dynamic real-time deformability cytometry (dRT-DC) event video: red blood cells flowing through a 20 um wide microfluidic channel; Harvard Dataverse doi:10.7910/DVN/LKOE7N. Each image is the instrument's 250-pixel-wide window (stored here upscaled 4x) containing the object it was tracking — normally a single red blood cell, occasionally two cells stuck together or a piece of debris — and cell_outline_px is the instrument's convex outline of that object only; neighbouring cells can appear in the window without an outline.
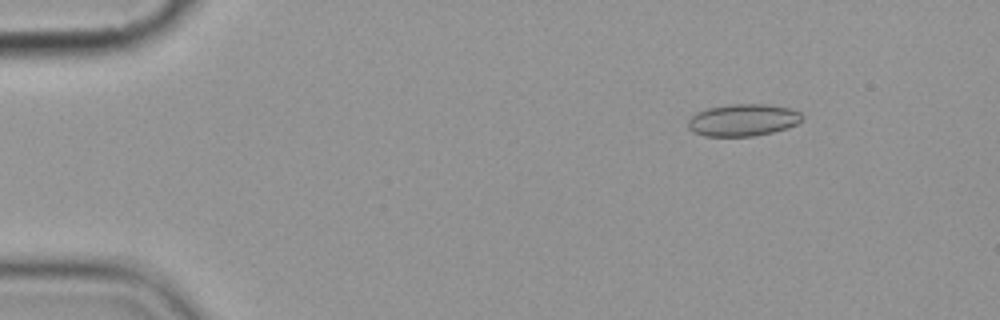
{"species": "common noctule bat (a hibernating species)", "species_latin": "Nyctalus noctula", "temperature_condition": "cold", "stored_images_in_passage": 7, "camera_frame_rate_fps": 3000, "um_per_image_px": 0.085, "animal": {"sex": "female", "body_mass_g": 19.9}, "frame": {"image": 1, "passage_image": 3, "time_ms": 2.333, "image_size_px": [1000, 320], "cell_outline_px": [[804, 120], [788, 128], [772, 132], [752, 136], [704, 136], [688, 128], [688, 120], [692, 116], [708, 108], [732, 104], [764, 104], [792, 108], [800, 112], [804, 116]], "centroid_in_image_um": [63.22, 10.2], "position_along_channel_um": 21.8, "area_um2": 21.27}}
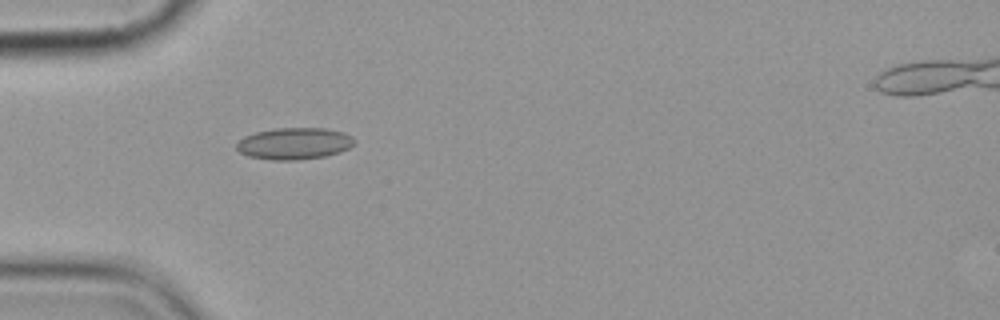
{"frame": {"image": 2, "passage_image": 6, "time_ms": 5.667, "image_size_px": [1000, 320], "cell_outline_px": [[356, 140], [348, 148], [340, 152], [324, 156], [296, 160], [272, 160], [248, 156], [240, 152], [236, 148], [236, 144], [244, 136], [256, 132], [276, 128], [324, 128], [344, 132], [352, 136]], "centroid_in_image_um": [25.01, 12.19], "position_along_channel_um": 60.0, "area_um2": 21.73}}
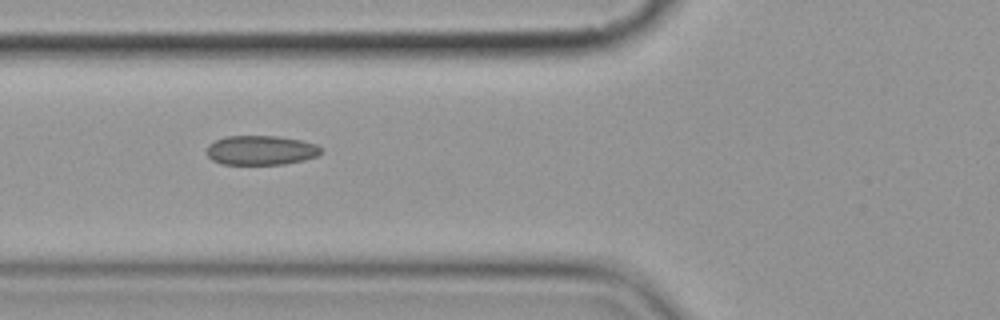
{"frame": {"image": 3, "passage_image": 7, "time_ms": 7.0, "image_size_px": [1000, 320], "cell_outline_px": [[324, 152], [320, 156], [304, 160], [284, 164], [220, 164], [212, 160], [208, 156], [208, 144], [216, 140], [228, 136], [280, 136], [300, 140], [316, 144], [324, 148]], "centroid_in_image_um": [22.25, 12.77], "position_along_channel_um": 103.6, "area_um2": 19.83}}